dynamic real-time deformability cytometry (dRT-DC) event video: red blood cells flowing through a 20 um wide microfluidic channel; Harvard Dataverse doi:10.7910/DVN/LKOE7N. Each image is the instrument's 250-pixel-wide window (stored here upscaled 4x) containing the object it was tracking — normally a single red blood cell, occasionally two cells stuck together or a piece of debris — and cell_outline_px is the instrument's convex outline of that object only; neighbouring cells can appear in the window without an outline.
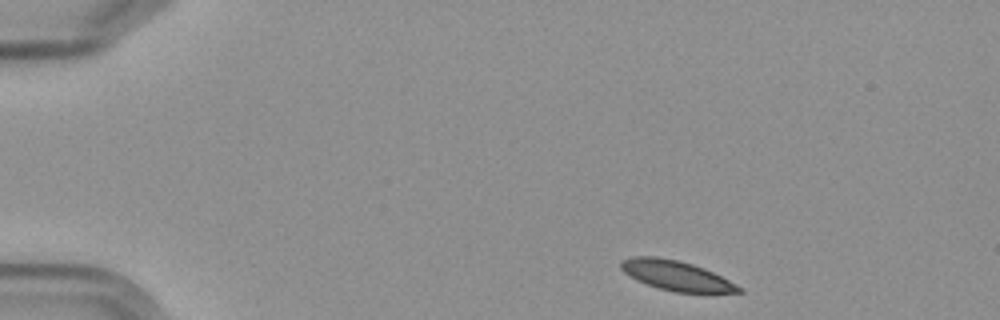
{"species": "Egyptian fruit bat (a non-hibernating species)", "species_latin": "Rousettus aegyptiacus", "temperature_condition": "cold", "stored_images_in_passage": 4, "camera_frame_rate_fps": 3000, "um_per_image_px": 0.085, "frame": {"image": 1, "passage_image": 1, "time_ms": 0.0, "image_size_px": [1000, 320], "cell_outline_px": [[744, 292], [672, 292], [636, 280], [624, 272], [620, 268], [620, 260], [632, 256], [656, 256], [676, 260], [692, 264], [704, 268], [744, 288]], "centroid_in_image_um": [57.45, 23.41], "position_along_channel_um": 27.6, "area_um2": 20.29}}
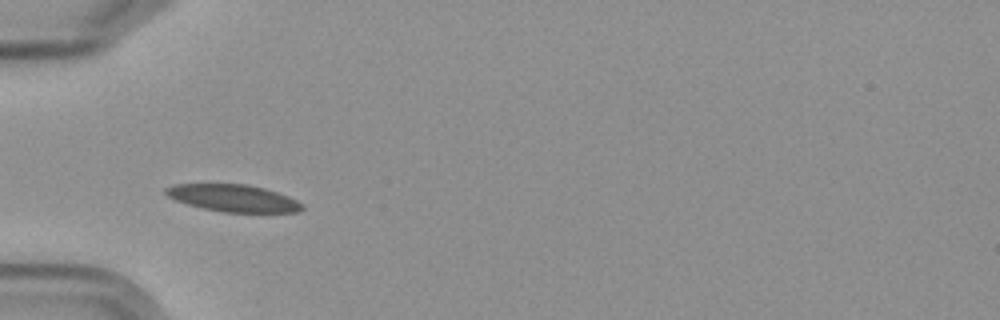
{"frame": {"image": 2, "passage_image": 4, "time_ms": 3.333, "image_size_px": [1000, 320], "cell_outline_px": [[304, 208], [300, 212], [220, 212], [188, 204], [176, 200], [168, 196], [164, 192], [164, 188], [176, 184], [244, 184], [264, 188], [288, 196], [304, 204]], "centroid_in_image_um": [19.84, 16.84], "position_along_channel_um": 65.2, "area_um2": 21.44}}